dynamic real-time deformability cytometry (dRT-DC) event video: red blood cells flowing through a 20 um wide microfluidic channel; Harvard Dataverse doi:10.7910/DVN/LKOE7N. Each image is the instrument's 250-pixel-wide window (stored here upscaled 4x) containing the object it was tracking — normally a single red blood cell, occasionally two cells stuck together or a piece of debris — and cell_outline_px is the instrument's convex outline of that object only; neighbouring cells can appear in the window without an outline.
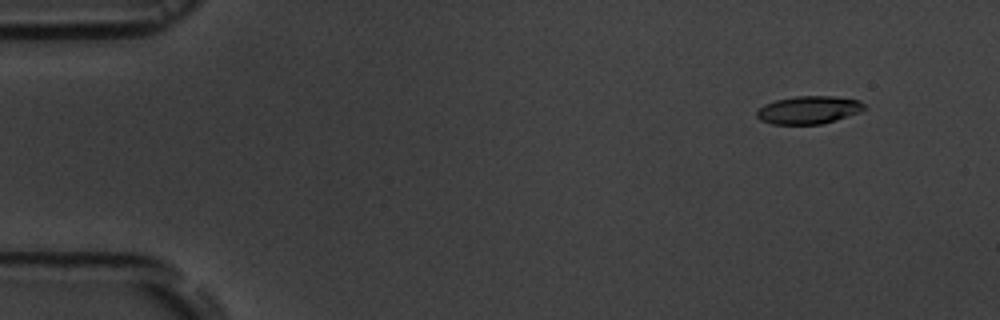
{"species": "common noctule bat (a hibernating species)", "species_latin": "Nyctalus noctula", "temperature_condition": "room temperature", "stored_images_in_passage": 5, "camera_frame_rate_fps": 3000, "um_per_image_px": 0.085, "animal": {"sex": "male", "body_mass_g": 19.5, "forearm_length_mm": 54.6}, "frame": {"image": 1, "passage_image": 2, "time_ms": 1.0, "image_size_px": [1000, 320], "cell_outline_px": [[868, 108], [860, 112], [836, 120], [820, 124], [772, 124], [760, 120], [756, 116], [756, 112], [764, 104], [776, 100], [796, 96], [832, 96], [860, 100]], "centroid_in_image_um": [68.76, 9.34], "position_along_channel_um": 16.2, "area_um2": 17.51}}
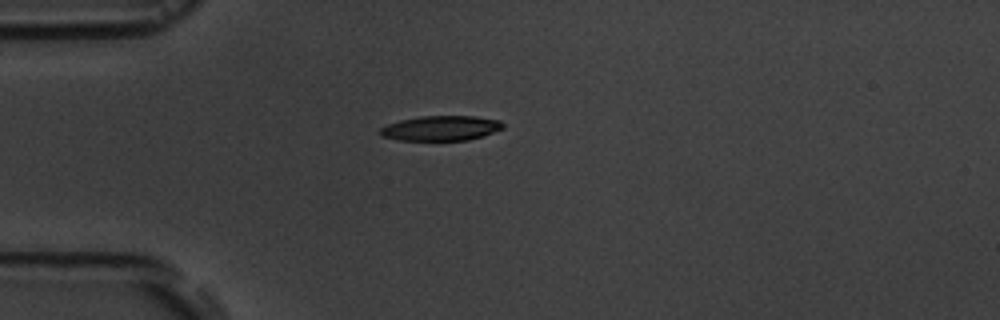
{"frame": {"image": 2, "passage_image": 5, "time_ms": 4.333, "image_size_px": [1000, 320], "cell_outline_px": [[504, 128], [484, 136], [468, 140], [400, 140], [380, 136], [380, 128], [388, 124], [400, 120], [420, 116], [476, 116], [500, 120], [504, 124]], "centroid_in_image_um": [37.51, 10.89], "position_along_channel_um": 47.5, "area_um2": 17.92}}